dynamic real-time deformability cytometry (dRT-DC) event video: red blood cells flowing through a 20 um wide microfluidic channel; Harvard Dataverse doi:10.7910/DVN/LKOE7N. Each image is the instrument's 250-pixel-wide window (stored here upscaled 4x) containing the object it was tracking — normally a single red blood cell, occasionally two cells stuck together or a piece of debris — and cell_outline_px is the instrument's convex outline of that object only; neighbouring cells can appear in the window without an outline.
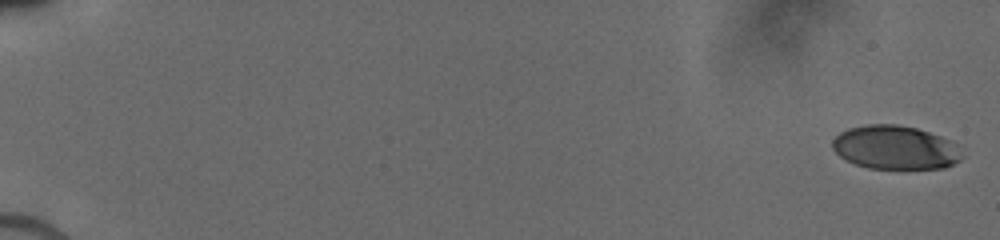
{"species": "human", "species_latin": "Homo sapiens", "temperature_condition": "cold", "stored_images_in_passage": 33, "camera_frame_rate_fps": 3000, "um_per_image_px": 0.085, "donor": {"sex": "male"}, "frame": {"image": 1, "passage_image": 1, "time_ms": 0.0, "image_size_px": [1000, 240], "cell_outline_px": [[964, 156], [960, 160], [944, 168], [868, 168], [856, 164], [840, 156], [832, 148], [832, 140], [840, 132], [848, 128], [868, 124], [896, 124], [916, 128], [940, 136], [948, 140]], "centroid_in_image_um": [76.05, 12.53], "position_along_channel_um": 8.9, "area_um2": 32.6}}
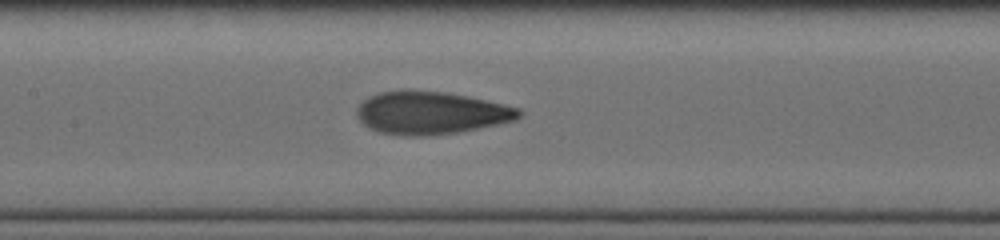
{"frame": {"image": 2, "passage_image": 14, "time_ms": 9.0, "image_size_px": [1000, 240], "cell_outline_px": [[524, 112], [516, 120], [460, 132], [424, 136], [400, 136], [376, 132], [368, 128], [360, 120], [356, 112], [356, 108], [368, 96], [380, 92], [408, 88], [444, 92], [504, 104], [520, 108]], "centroid_in_image_um": [36.59, 9.59], "position_along_channel_um": 170.8, "area_um2": 40.86}}
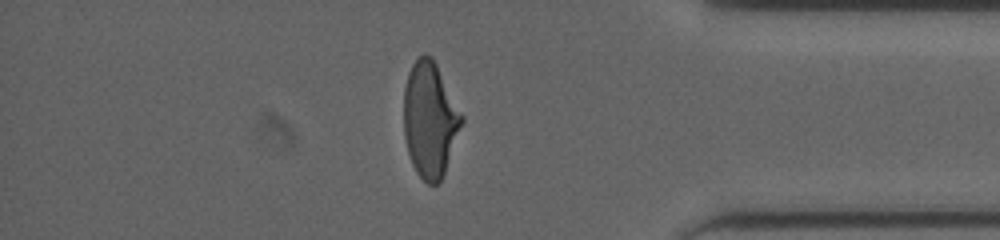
{"frame": {"image": 3, "passage_image": 27, "time_ms": 15.0, "image_size_px": [1000, 240], "cell_outline_px": [[464, 120], [444, 172], [440, 180], [436, 184], [428, 184], [416, 172], [412, 164], [408, 152], [404, 136], [404, 88], [408, 72], [412, 64], [424, 52], [432, 56], [464, 116]], "centroid_in_image_um": [36.54, 10.13], "position_along_channel_um": 398.7, "area_um2": 38.78}}